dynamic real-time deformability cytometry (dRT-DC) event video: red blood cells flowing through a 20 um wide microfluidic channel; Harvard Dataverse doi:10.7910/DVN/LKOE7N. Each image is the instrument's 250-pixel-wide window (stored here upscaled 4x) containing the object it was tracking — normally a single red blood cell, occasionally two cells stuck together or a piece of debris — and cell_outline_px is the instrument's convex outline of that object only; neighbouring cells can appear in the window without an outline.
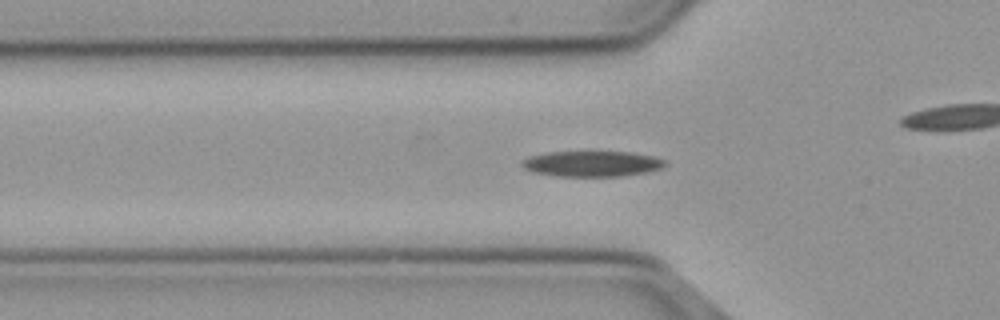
{"species": "common noctule bat (a hibernating species)", "species_latin": "Nyctalus noctula", "temperature_condition": "cold", "stored_images_in_passage": 53, "camera_frame_rate_fps": 3000, "um_per_image_px": 0.085, "animal": {"sex": "male", "body_mass_g": 23.1, "forearm_length_mm": 52.7}, "frame": {"image": 1, "passage_image": 15, "time_ms": 4.667, "image_size_px": [1000, 320], "cell_outline_px": [[668, 164], [660, 168], [644, 172], [620, 176], [556, 176], [532, 172], [524, 168], [520, 164], [524, 160], [532, 156], [548, 152], [632, 152], [652, 156], [664, 160]], "centroid_in_image_um": [50.31, 13.92], "position_along_channel_um": 75.5, "area_um2": 21.1}}
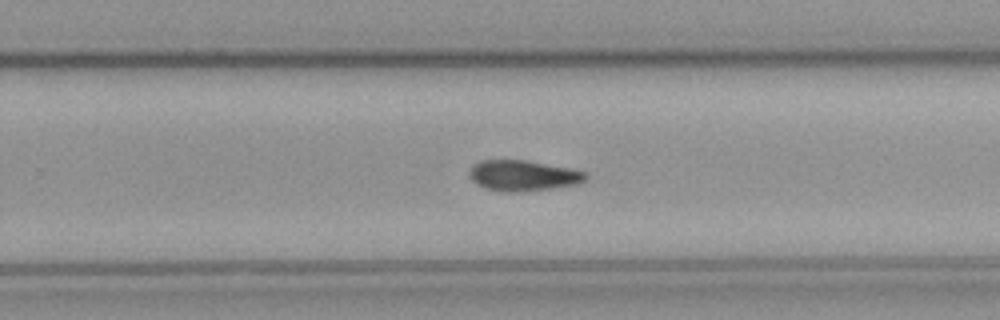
{"frame": {"image": 2, "passage_image": 32, "time_ms": 10.333, "image_size_px": [1000, 320], "cell_outline_px": [[588, 176], [584, 180], [576, 184], [552, 188], [520, 192], [508, 192], [484, 188], [476, 184], [472, 180], [468, 172], [472, 164], [480, 160], [524, 160], [572, 168], [584, 172]], "centroid_in_image_um": [44.42, 14.92], "position_along_channel_um": 285.4, "area_um2": 20.81}}
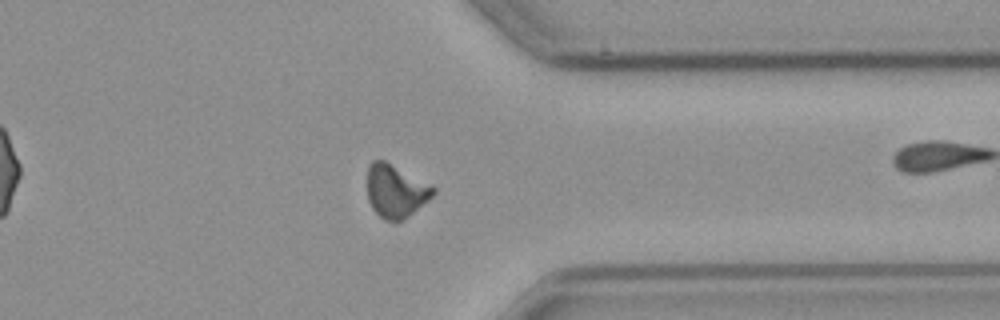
{"frame": {"image": 3, "passage_image": 40, "time_ms": 13.0, "image_size_px": [1000, 320], "cell_outline_px": [[436, 192], [428, 200], [404, 220], [384, 220], [372, 208], [368, 200], [368, 164], [372, 160], [384, 160], [432, 184], [436, 188]], "centroid_in_image_um": [33.65, 16.22], "position_along_channel_um": 377.8, "area_um2": 20.4}, "authors_computed_cell_mechanics": {"area_um2": 20.3456, "velocity_mm_per_s": 3.6896, "shape_relaxation_time_tau1_ms": 4.5924, "shape_relaxation_time_tau2_ms": 10.7325, "deformation_change_tau1": 0.1485, "deformation_change_tau2": 0.2009}}